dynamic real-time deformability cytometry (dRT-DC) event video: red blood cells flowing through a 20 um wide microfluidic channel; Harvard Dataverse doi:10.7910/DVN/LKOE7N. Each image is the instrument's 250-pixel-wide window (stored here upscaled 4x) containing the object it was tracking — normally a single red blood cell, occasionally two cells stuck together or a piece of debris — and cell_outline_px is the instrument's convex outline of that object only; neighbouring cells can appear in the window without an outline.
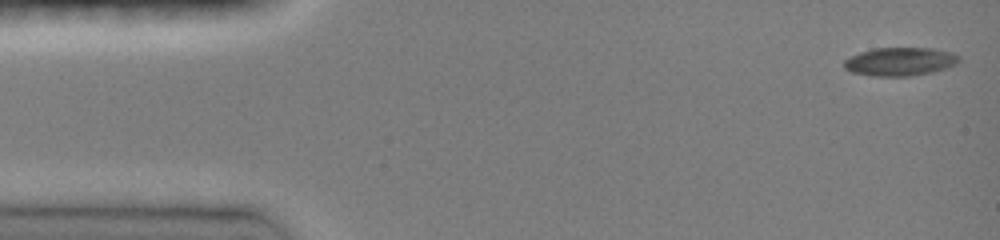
{"species": "common noctule bat (a hibernating species)", "species_latin": "Nyctalus noctula", "temperature_condition": "room temperature", "stored_images_in_passage": 46, "camera_frame_rate_fps": 3000, "um_per_image_px": 0.085, "animal": {"sex": "female", "body_mass_g": 19.0, "forearm_length_mm": 51.5}, "frame": {"image": 1, "passage_image": 1, "time_ms": 0.0, "image_size_px": [1000, 240], "cell_outline_px": [[960, 60], [956, 64], [948, 68], [932, 72], [908, 76], [872, 76], [852, 72], [844, 68], [844, 60], [860, 52], [872, 48], [932, 48], [948, 52], [960, 56]], "centroid_in_image_um": [76.5, 5.24], "position_along_channel_um": 8.5, "area_um2": 18.96}}
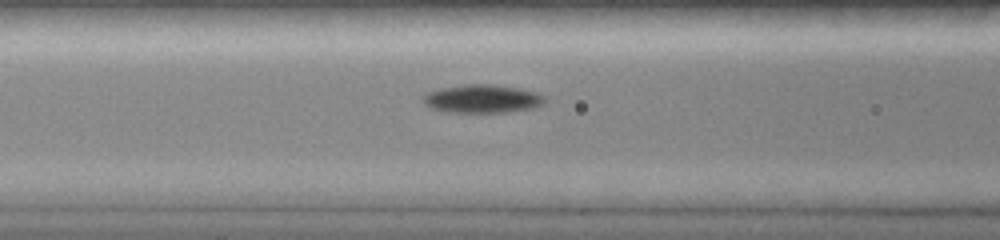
{"frame": {"image": 2, "passage_image": 18, "time_ms": 5.667, "image_size_px": [1000, 240], "cell_outline_px": [[544, 104], [536, 108], [508, 112], [444, 112], [428, 108], [424, 104], [420, 96], [428, 92], [440, 88], [464, 84], [492, 84], [520, 88], [536, 92], [544, 96]], "centroid_in_image_um": [40.96, 8.4], "position_along_channel_um": 125.6, "area_um2": 20.46}}
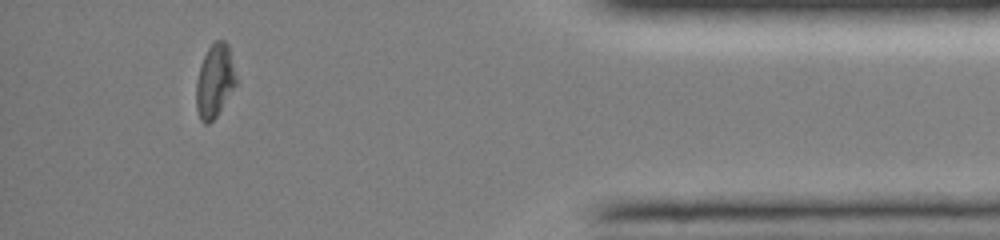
{"frame": {"image": 3, "passage_image": 42, "time_ms": 13.667, "image_size_px": [1000, 240], "cell_outline_px": [[236, 84], [216, 116], [208, 124], [204, 124], [200, 120], [196, 108], [196, 80], [200, 64], [208, 48], [216, 40], [224, 40], [228, 44], [236, 76]], "centroid_in_image_um": [18.23, 6.87], "position_along_channel_um": 417.0, "area_um2": 16.94}, "authors_computed_cell_mechanics": {"area_um2": 18.8717, "velocity_mm_per_s": 4.0744, "shape_relaxation_time_tau1_ms": 3.5571, "shape_relaxation_time_tau2_ms": null, "deformation_change_tau1": 0.1272, "deformation_change_tau2": null}}